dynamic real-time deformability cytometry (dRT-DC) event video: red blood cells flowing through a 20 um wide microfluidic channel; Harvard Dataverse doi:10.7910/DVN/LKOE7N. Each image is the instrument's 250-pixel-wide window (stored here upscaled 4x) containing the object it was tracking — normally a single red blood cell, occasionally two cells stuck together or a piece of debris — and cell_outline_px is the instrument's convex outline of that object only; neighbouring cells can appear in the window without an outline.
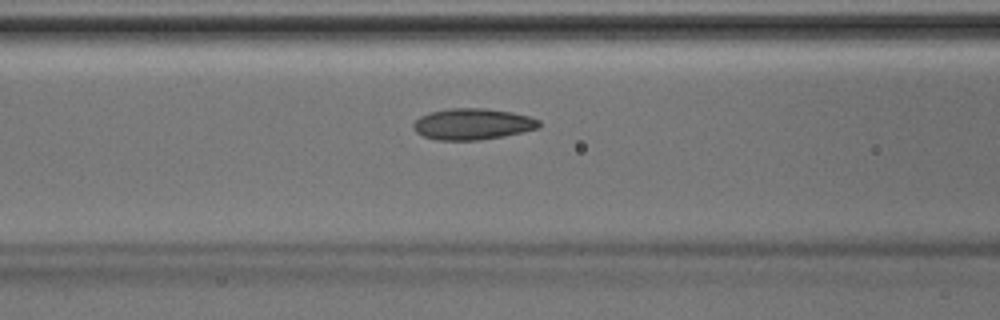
{"species": "Egyptian fruit bat (a non-hibernating species)", "species_latin": "Rousettus aegyptiacus", "temperature_condition": "room temperature", "stored_images_in_passage": 37, "camera_frame_rate_fps": 3000, "um_per_image_px": 0.085, "animal": {"sex": "male"}, "frame": {"image": 1, "passage_image": 11, "time_ms": 3.333, "image_size_px": [1000, 320], "cell_outline_px": [[540, 124], [536, 128], [504, 136], [480, 140], [436, 140], [424, 136], [416, 132], [412, 128], [412, 124], [420, 116], [428, 112], [448, 108], [484, 108], [512, 112], [528, 116], [540, 120]], "centroid_in_image_um": [40.11, 10.54], "position_along_channel_um": 126.5, "area_um2": 22.89}}
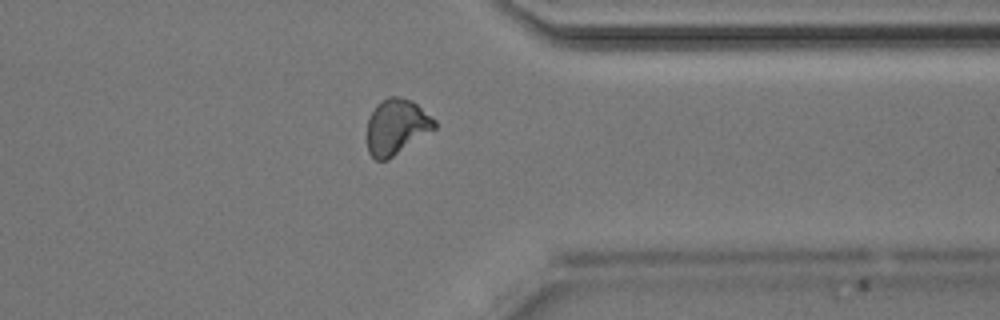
{"frame": {"image": 2, "passage_image": 28, "time_ms": 9.0, "image_size_px": [1000, 320], "cell_outline_px": [[436, 128], [388, 160], [376, 160], [368, 152], [368, 120], [376, 104], [388, 96], [400, 96], [412, 100], [436, 120]], "centroid_in_image_um": [33.71, 10.76], "position_along_channel_um": 377.7, "area_um2": 21.79}}
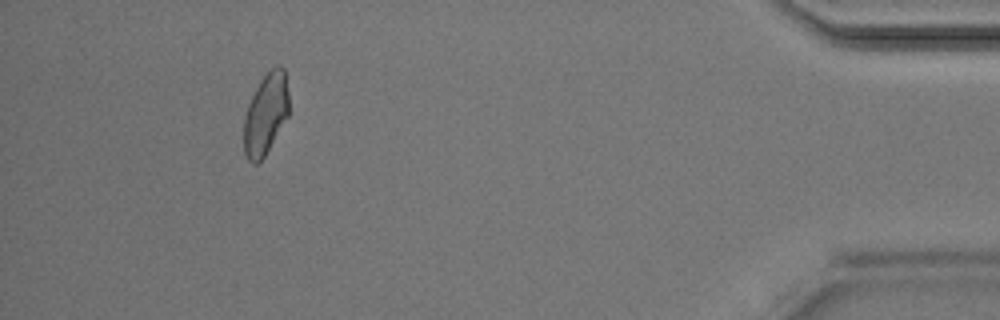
{"frame": {"image": 3, "passage_image": 34, "time_ms": 11.0, "image_size_px": [1000, 320], "cell_outline_px": [[288, 116], [264, 156], [256, 164], [252, 164], [248, 160], [244, 152], [244, 116], [248, 104], [260, 80], [272, 68], [284, 68], [288, 92]], "centroid_in_image_um": [22.57, 9.72], "position_along_channel_um": 412.6, "area_um2": 20.98}}